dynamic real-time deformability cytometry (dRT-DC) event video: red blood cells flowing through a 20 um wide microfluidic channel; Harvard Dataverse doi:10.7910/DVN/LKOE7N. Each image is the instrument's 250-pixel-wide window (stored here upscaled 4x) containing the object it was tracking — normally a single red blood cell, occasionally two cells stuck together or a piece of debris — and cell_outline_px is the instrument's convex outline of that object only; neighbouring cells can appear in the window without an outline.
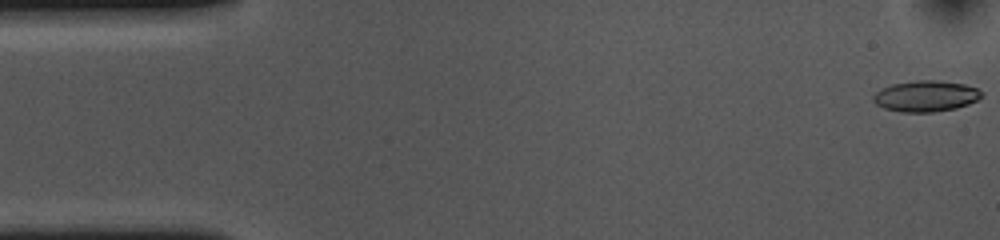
{"species": "common noctule bat (a hibernating species)", "species_latin": "Nyctalus noctula", "temperature_condition": "cold", "stored_images_in_passage": 54, "camera_frame_rate_fps": 3000, "um_per_image_px": 0.085, "animal": {"sex": "female", "body_mass_g": 10.0, "forearm_length_mm": 53.1}, "frame": {"image": 1, "passage_image": 1, "time_ms": 0.0, "image_size_px": [1000, 240], "cell_outline_px": [[984, 96], [968, 104], [956, 108], [932, 112], [900, 112], [884, 108], [876, 104], [872, 100], [872, 96], [880, 88], [892, 84], [916, 80], [932, 80], [964, 84], [976, 88], [984, 92]], "centroid_in_image_um": [78.68, 8.17], "position_along_channel_um": 6.3, "area_um2": 19.65}}
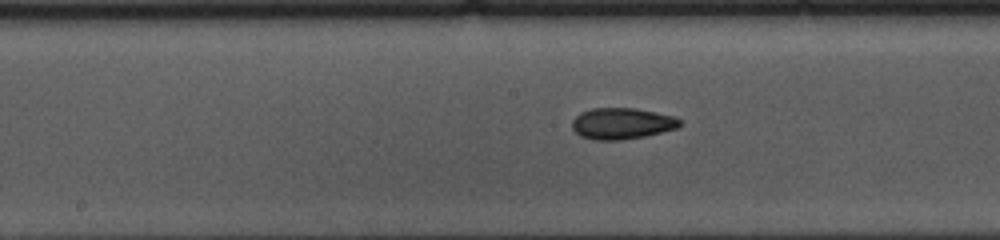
{"frame": {"image": 2, "passage_image": 26, "time_ms": 8.333, "image_size_px": [1000, 240], "cell_outline_px": [[684, 124], [676, 128], [644, 136], [620, 140], [592, 140], [580, 136], [572, 128], [572, 120], [580, 112], [592, 108], [636, 108], [676, 116]], "centroid_in_image_um": [52.86, 10.49], "position_along_channel_um": 195.3, "area_um2": 19.77}}
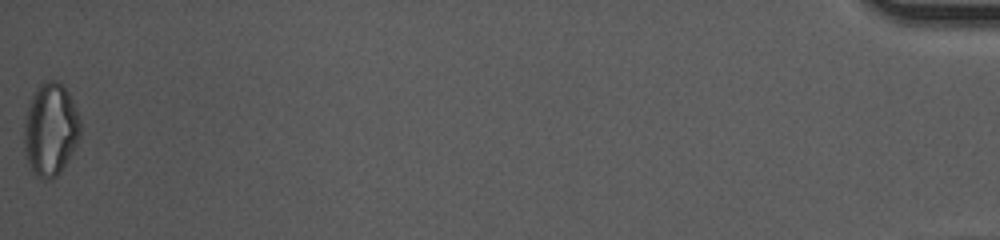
{"frame": {"image": 3, "passage_image": 54, "time_ms": 17.667, "image_size_px": [1000, 240], "cell_outline_px": [[80, 136], [68, 160], [60, 172], [52, 180], [44, 180], [36, 176], [24, 152], [24, 124], [28, 108], [32, 96], [36, 88], [44, 80], [56, 80], [68, 92], [76, 108], [80, 120]], "centroid_in_image_um": [4.29, 11.01], "position_along_channel_um": 430.9, "area_um2": 30.23}, "authors_computed_cell_mechanics": {"area_um2": 19.6231, "velocity_mm_per_s": 3.659, "shape_relaxation_time_tau1_ms": 8.2704, "shape_relaxation_time_tau2_ms": 3.6003, "deformation_change_tau1": 0.1522, "deformation_change_tau2": 0.0916}}